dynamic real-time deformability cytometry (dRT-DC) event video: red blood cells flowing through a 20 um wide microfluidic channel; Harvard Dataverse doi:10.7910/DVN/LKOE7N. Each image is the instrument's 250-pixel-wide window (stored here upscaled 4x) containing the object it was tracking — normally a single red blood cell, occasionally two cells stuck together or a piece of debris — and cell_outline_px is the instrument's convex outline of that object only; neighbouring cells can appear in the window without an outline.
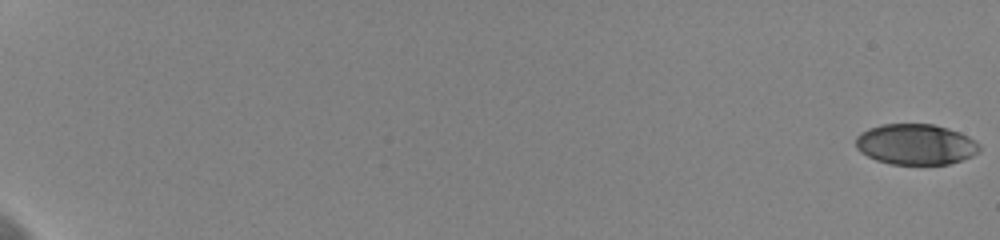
{"species": "human", "species_latin": "Homo sapiens", "temperature_condition": "cold", "stored_images_in_passage": 60, "camera_frame_rate_fps": 3000, "um_per_image_px": 0.085, "donor": {"sex": "female"}, "frame": {"image": 1, "passage_image": 1, "time_ms": 0.0, "image_size_px": [1000, 240], "cell_outline_px": [[980, 148], [972, 156], [948, 164], [892, 164], [876, 160], [860, 152], [856, 148], [856, 136], [860, 132], [868, 128], [884, 124], [932, 124], [948, 128], [960, 132], [968, 136], [980, 144]], "centroid_in_image_um": [77.81, 12.26], "position_along_channel_um": 7.2, "area_um2": 29.3}}
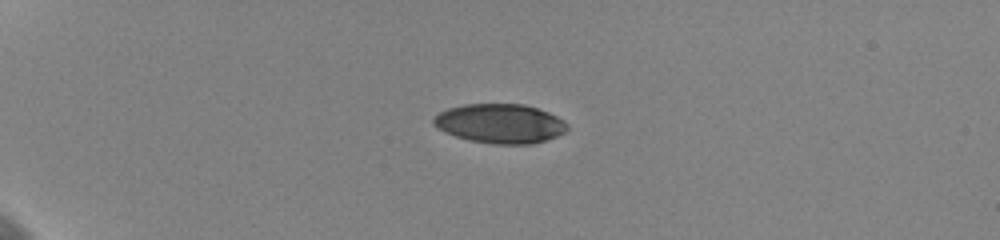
{"frame": {"image": 2, "passage_image": 18, "time_ms": 5.667, "image_size_px": [1000, 240], "cell_outline_px": [[568, 128], [564, 132], [556, 136], [532, 144], [492, 144], [468, 140], [444, 132], [432, 124], [432, 120], [440, 112], [448, 108], [464, 104], [524, 104], [548, 112], [564, 120], [568, 124]], "centroid_in_image_um": [42.49, 10.5], "position_along_channel_um": 42.5, "area_um2": 30.63}}
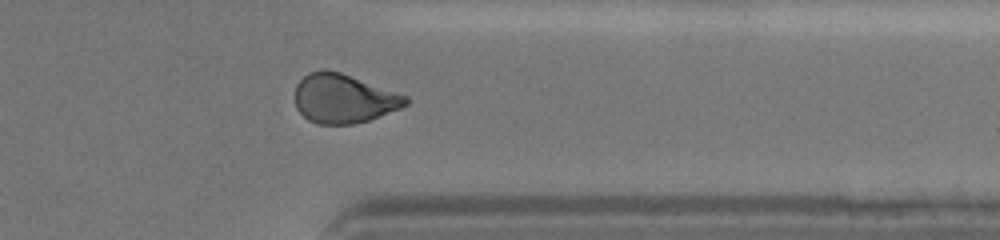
{"frame": {"image": 3, "passage_image": 51, "time_ms": 16.667, "image_size_px": [1000, 240], "cell_outline_px": [[408, 104], [400, 108], [368, 120], [352, 124], [316, 124], [308, 120], [296, 108], [296, 84], [308, 72], [324, 68], [340, 72], [408, 96]], "centroid_in_image_um": [29.19, 8.37], "position_along_channel_um": 382.2, "area_um2": 31.56}, "authors_computed_cell_mechanics": {"area_um2": 31.6744, "velocity_mm_per_s": 3.6379, "shape_relaxation_time_tau1_ms": 5.0332, "shape_relaxation_time_tau2_ms": 3.4798, "deformation_change_tau1": 0.1574, "deformation_change_tau2": 0.0593}}